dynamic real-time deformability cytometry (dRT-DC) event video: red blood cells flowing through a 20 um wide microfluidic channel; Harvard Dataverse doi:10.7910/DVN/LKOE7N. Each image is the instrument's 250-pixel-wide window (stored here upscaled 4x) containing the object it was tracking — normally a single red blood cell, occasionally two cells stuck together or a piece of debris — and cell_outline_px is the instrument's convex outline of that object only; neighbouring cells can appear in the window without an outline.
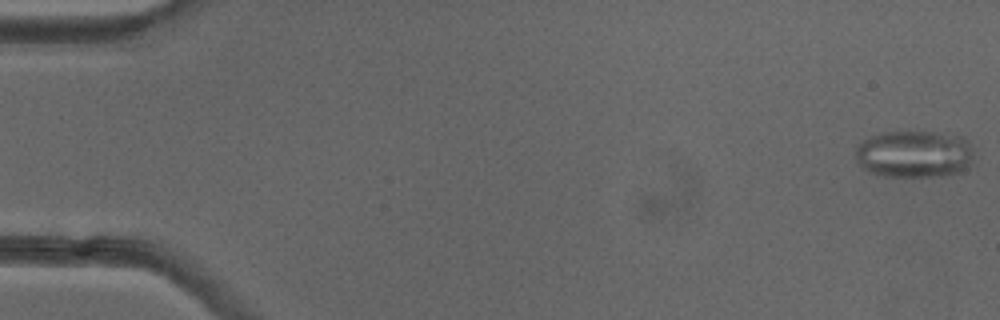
{"species": "common noctule bat (a hibernating species)", "species_latin": "Nyctalus noctula", "temperature_condition": "cold", "stored_images_in_passage": 52, "camera_frame_rate_fps": 3000, "um_per_image_px": 0.085, "animal": {"sex": "female"}, "frame": {"image": 1, "passage_image": 1, "time_ms": 0.0, "image_size_px": [1000, 320], "cell_outline_px": [[972, 160], [960, 172], [952, 176], [884, 176], [868, 172], [856, 160], [856, 144], [880, 132], [932, 132], [964, 136], [968, 140], [972, 148]], "centroid_in_image_um": [77.72, 13.09], "position_along_channel_um": 7.3, "area_um2": 32.77}}
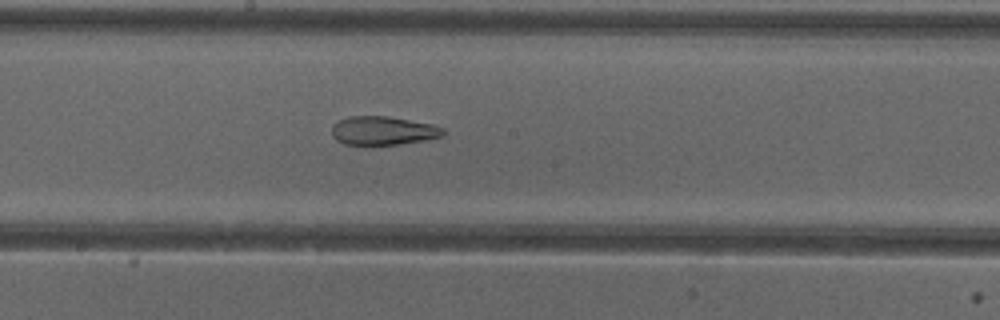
{"frame": {"image": 2, "passage_image": 28, "time_ms": 9.0, "image_size_px": [1000, 320], "cell_outline_px": [[444, 136], [424, 140], [400, 144], [344, 144], [336, 140], [332, 136], [332, 124], [336, 120], [348, 116], [388, 116], [432, 124], [444, 128]], "centroid_in_image_um": [32.53, 11.09], "position_along_channel_um": 215.7, "area_um2": 18.67}}
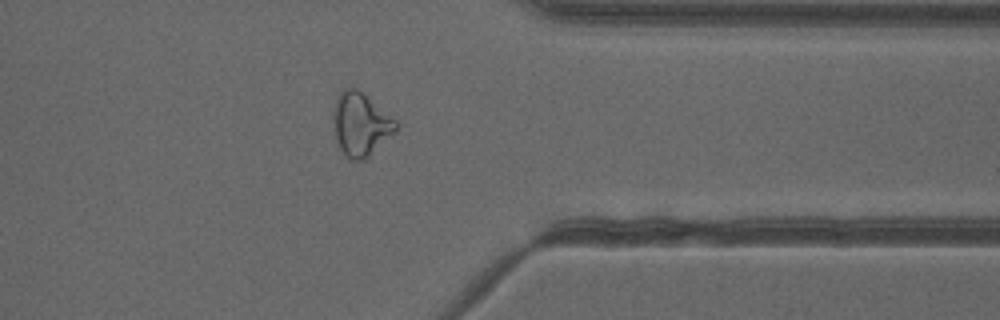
{"frame": {"image": 3, "passage_image": 41, "time_ms": 13.333, "image_size_px": [1000, 320], "cell_outline_px": [[400, 124], [396, 132], [392, 136], [364, 160], [352, 160], [344, 156], [336, 140], [332, 128], [332, 112], [336, 100], [340, 92], [344, 88], [352, 84], [396, 120]], "centroid_in_image_um": [30.63, 10.56], "position_along_channel_um": 380.8, "area_um2": 23.58}, "authors_computed_cell_mechanics": {"area_um2": 24.6228, "velocity_mm_per_s": 3.9995, "shape_relaxation_time_tau1_ms": null, "shape_relaxation_time_tau2_ms": 3.6887, "deformation_change_tau1": null, "deformation_change_tau2": 0.1339}}